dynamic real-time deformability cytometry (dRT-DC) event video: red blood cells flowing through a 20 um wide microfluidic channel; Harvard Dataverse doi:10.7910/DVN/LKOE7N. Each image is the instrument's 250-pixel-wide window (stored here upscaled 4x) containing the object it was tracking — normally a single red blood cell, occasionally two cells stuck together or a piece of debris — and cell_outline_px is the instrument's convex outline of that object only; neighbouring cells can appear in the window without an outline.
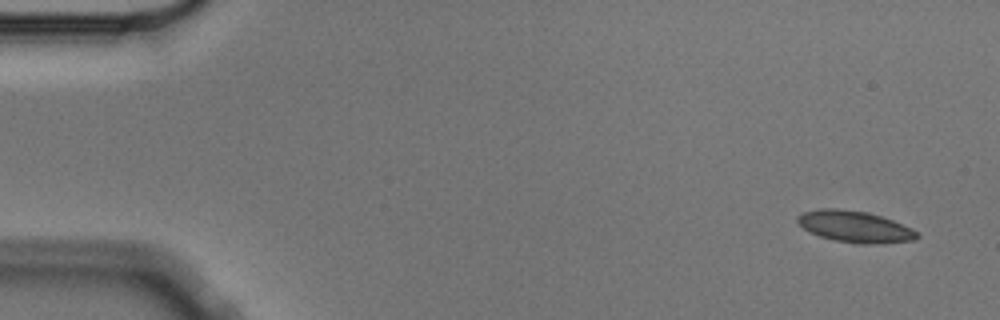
{"species": "Egyptian fruit bat (a non-hibernating species)", "species_latin": "Rousettus aegyptiacus", "temperature_condition": "cold", "stored_images_in_passage": 5, "camera_frame_rate_fps": 3000, "um_per_image_px": 0.085, "animal": {"sex": "male"}, "frame": {"image": 1, "passage_image": 1, "time_ms": 0.0, "image_size_px": [1000, 320], "cell_outline_px": [[920, 236], [916, 240], [832, 240], [820, 236], [804, 228], [796, 220], [796, 216], [804, 212], [820, 208], [836, 208], [868, 212], [892, 220], [912, 228]], "centroid_in_image_um": [72.57, 19.18], "position_along_channel_um": 12.4, "area_um2": 20.46}}
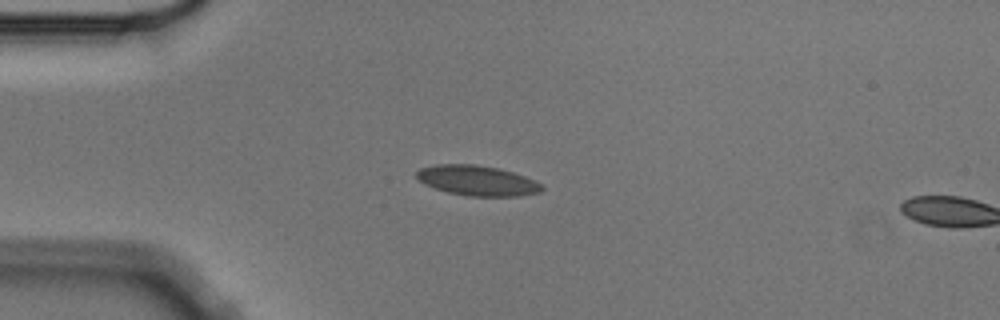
{"frame": {"image": 2, "passage_image": 4, "time_ms": 1.0, "image_size_px": [1000, 320], "cell_outline_px": [[544, 188], [540, 192], [520, 196], [468, 196], [448, 192], [424, 184], [416, 176], [416, 172], [420, 168], [436, 164], [476, 164], [500, 168], [536, 180], [544, 184]], "centroid_in_image_um": [40.6, 15.34], "position_along_channel_um": 44.4, "area_um2": 22.14}}